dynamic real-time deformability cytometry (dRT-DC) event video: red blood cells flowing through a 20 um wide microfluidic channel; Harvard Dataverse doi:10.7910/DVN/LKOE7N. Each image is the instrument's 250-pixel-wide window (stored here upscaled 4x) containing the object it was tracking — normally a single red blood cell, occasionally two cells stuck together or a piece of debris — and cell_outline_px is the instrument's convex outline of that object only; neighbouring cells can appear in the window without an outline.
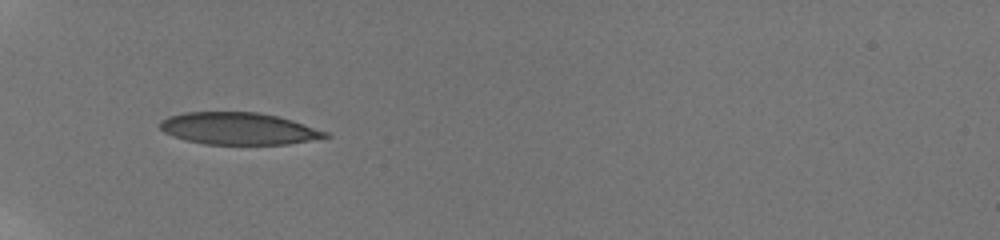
{"species": "human", "species_latin": "Homo sapiens", "temperature_condition": "room temperature", "stored_images_in_passage": 30, "camera_frame_rate_fps": 3000, "um_per_image_px": 0.085, "donor": {"sex": "male"}, "frame": {"image": 1, "passage_image": 1, "time_ms": 0.0, "image_size_px": [1000, 240], "cell_outline_px": [[332, 136], [288, 144], [204, 144], [184, 140], [172, 136], [164, 132], [160, 128], [160, 120], [168, 116], [184, 112], [256, 112], [276, 116], [292, 120], [328, 132]], "centroid_in_image_um": [20.24, 10.93], "position_along_channel_um": 64.8, "area_um2": 30.87}}
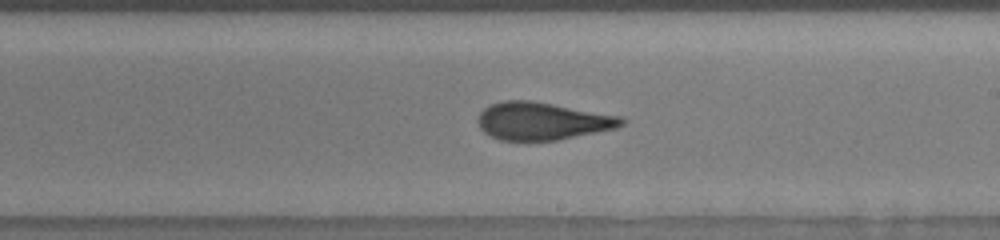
{"frame": {"image": 2, "passage_image": 20, "time_ms": 5.0, "image_size_px": [1000, 240], "cell_outline_px": [[624, 124], [616, 128], [556, 140], [500, 140], [484, 132], [480, 128], [476, 120], [480, 112], [484, 108], [492, 104], [504, 100], [532, 100], [620, 116], [624, 120]], "centroid_in_image_um": [46.06, 10.28], "position_along_channel_um": 242.9, "area_um2": 31.27}}
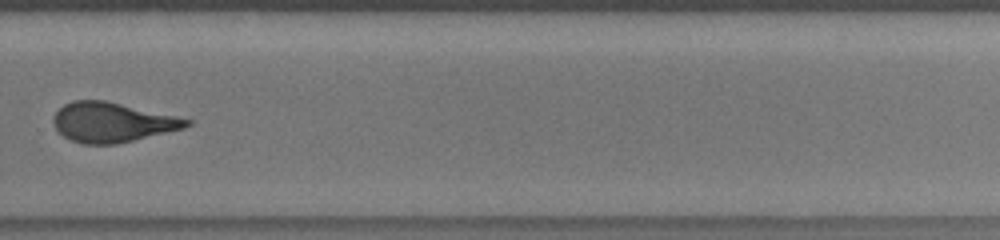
{"frame": {"image": 3, "passage_image": 24, "time_ms": 7.0, "image_size_px": [1000, 240], "cell_outline_px": [[192, 124], [184, 128], [116, 144], [84, 144], [72, 140], [64, 136], [56, 128], [52, 120], [56, 112], [64, 104], [72, 100], [104, 100], [176, 116], [192, 120]], "centroid_in_image_um": [9.53, 10.39], "position_along_channel_um": 320.3, "area_um2": 30.46}, "authors_computed_cell_mechanics": {"area_um2": 31.8478, "velocity_mm_per_s": 3.8781, "shape_relaxation_time_tau1_ms": 6.5244, "shape_relaxation_time_tau2_ms": 1.3501, "deformation_change_tau1": 0.2169, "deformation_change_tau2": 0.0966}}